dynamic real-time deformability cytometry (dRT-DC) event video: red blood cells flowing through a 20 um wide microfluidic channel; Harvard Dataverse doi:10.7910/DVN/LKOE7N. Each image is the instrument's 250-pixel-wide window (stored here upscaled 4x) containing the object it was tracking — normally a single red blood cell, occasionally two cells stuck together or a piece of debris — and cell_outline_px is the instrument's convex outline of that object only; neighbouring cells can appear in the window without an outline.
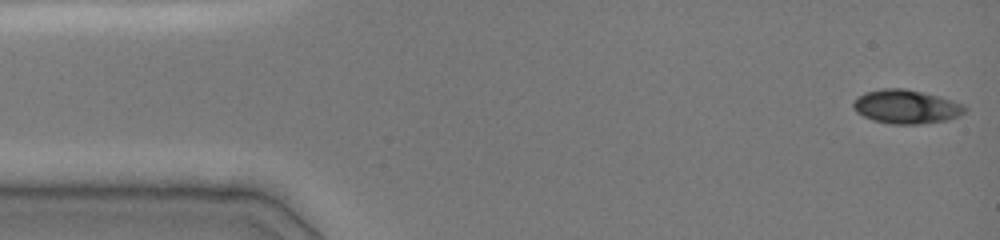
{"species": "common noctule bat (a hibernating species)", "species_latin": "Nyctalus noctula", "temperature_condition": "cold", "stored_images_in_passage": 12, "camera_frame_rate_fps": 3000, "um_per_image_px": 0.085, "animal": {"sex": "female", "body_mass_g": 19.0, "forearm_length_mm": 51.5}, "frame": {"image": 1, "passage_image": 1, "time_ms": 0.0, "image_size_px": [1000, 240], "cell_outline_px": [[968, 108], [964, 112], [948, 120], [920, 124], [888, 124], [872, 120], [856, 112], [852, 104], [864, 92], [884, 88], [904, 88], [936, 96], [960, 104]], "centroid_in_image_um": [76.97, 9.08], "position_along_channel_um": 8.0, "area_um2": 21.62}}
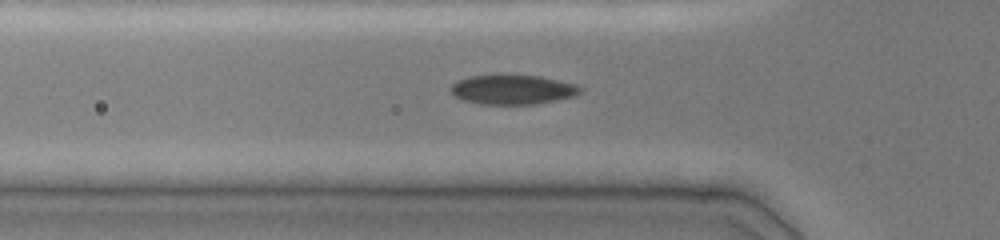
{"frame": {"image": 2, "passage_image": 12, "time_ms": 4.667, "image_size_px": [1000, 240], "cell_outline_px": [[584, 88], [580, 92], [572, 96], [536, 104], [480, 104], [464, 100], [456, 96], [448, 88], [452, 84], [460, 80], [472, 76], [496, 72], [540, 76], [576, 84]], "centroid_in_image_um": [43.55, 7.57], "position_along_channel_um": 82.3, "area_um2": 22.77}}